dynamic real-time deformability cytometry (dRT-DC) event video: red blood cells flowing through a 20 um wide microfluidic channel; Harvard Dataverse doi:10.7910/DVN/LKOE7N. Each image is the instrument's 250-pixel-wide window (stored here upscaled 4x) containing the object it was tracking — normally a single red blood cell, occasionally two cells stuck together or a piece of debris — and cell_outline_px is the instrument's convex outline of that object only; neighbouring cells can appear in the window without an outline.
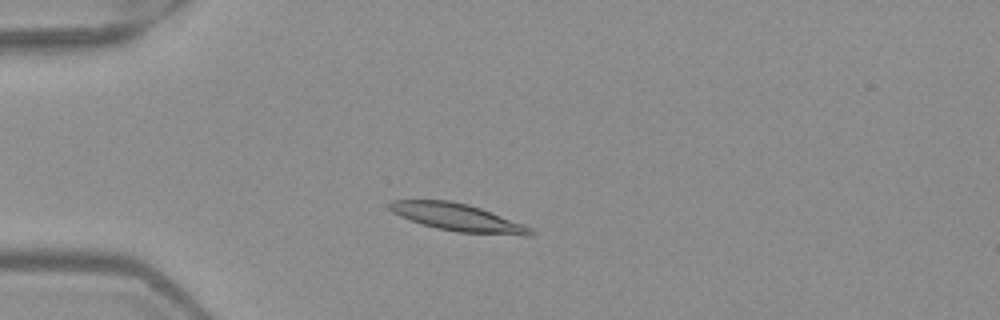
{"species": "Egyptian fruit bat (a non-hibernating species)", "species_latin": "Rousettus aegyptiacus", "temperature_condition": "warm", "stored_images_in_passage": 6, "camera_frame_rate_fps": 3000, "um_per_image_px": 0.085, "frame": {"image": 1, "passage_image": 3, "time_ms": 0.667, "image_size_px": [1000, 320], "cell_outline_px": [[536, 232], [532, 236], [524, 236], [456, 232], [436, 228], [420, 224], [400, 216], [392, 212], [388, 208], [388, 204], [392, 200], [448, 200], [468, 204], [480, 208], [524, 224], [532, 228]], "centroid_in_image_um": [38.93, 18.49], "position_along_channel_um": 46.1, "area_um2": 22.77}}
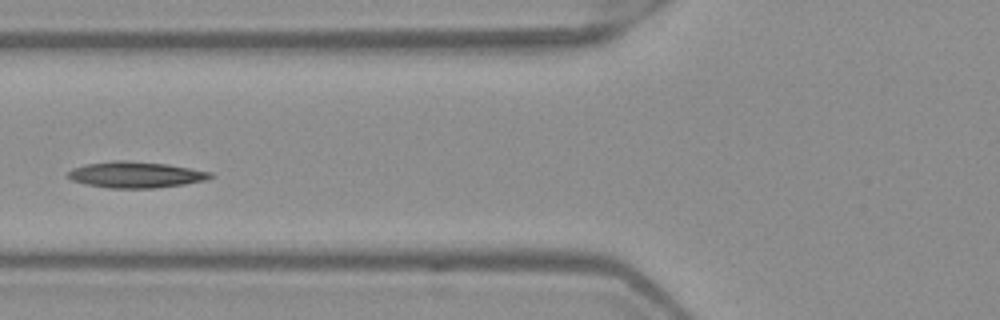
{"frame": {"image": 2, "passage_image": 5, "time_ms": 1.333, "image_size_px": [1000, 320], "cell_outline_px": [[216, 176], [208, 180], [184, 184], [156, 188], [108, 188], [88, 184], [72, 180], [68, 176], [68, 172], [72, 168], [84, 164], [112, 160], [128, 160], [168, 164], [212, 172]], "centroid_in_image_um": [11.58, 14.84], "position_along_channel_um": 114.2, "area_um2": 21.91}}
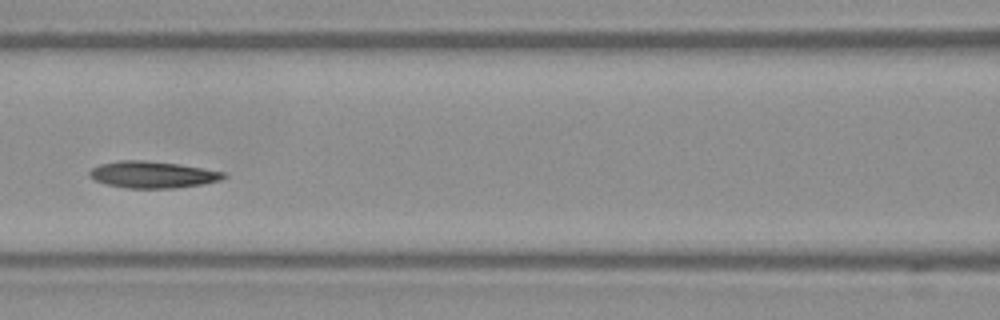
{"frame": {"image": 3, "passage_image": 6, "time_ms": 1.667, "image_size_px": [1000, 320], "cell_outline_px": [[228, 176], [220, 180], [204, 184], [176, 188], [128, 188], [104, 184], [88, 176], [88, 172], [92, 168], [100, 164], [120, 160], [144, 160], [180, 164], [224, 172]], "centroid_in_image_um": [12.97, 14.84], "position_along_channel_um": 153.6, "area_um2": 20.98}}